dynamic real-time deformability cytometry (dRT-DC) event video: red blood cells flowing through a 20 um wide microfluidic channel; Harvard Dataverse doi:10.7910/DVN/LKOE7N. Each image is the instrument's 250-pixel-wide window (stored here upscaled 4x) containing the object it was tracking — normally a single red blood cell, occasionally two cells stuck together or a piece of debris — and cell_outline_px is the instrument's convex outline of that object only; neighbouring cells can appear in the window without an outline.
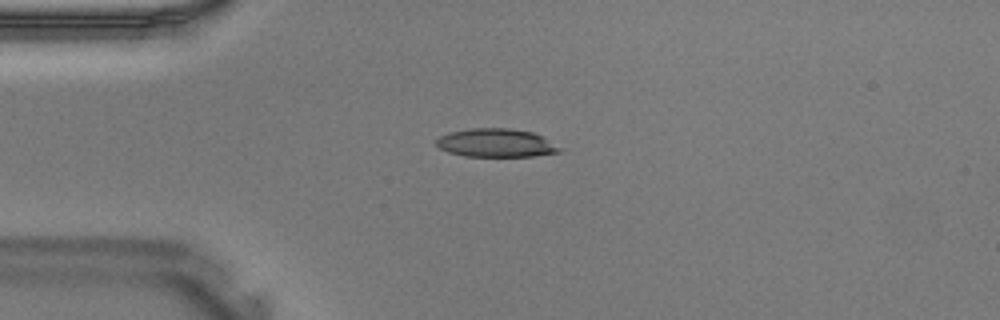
{"species": "Egyptian fruit bat (a non-hibernating species)", "species_latin": "Rousettus aegyptiacus", "temperature_condition": "warm", "stored_images_in_passage": 31, "camera_frame_rate_fps": 3000, "um_per_image_px": 0.085, "animal": {"sex": "male"}, "frame": {"image": 1, "passage_image": 1, "time_ms": 0.0, "image_size_px": [1000, 320], "cell_outline_px": [[564, 148], [560, 152], [532, 156], [464, 156], [448, 152], [440, 148], [436, 144], [436, 140], [440, 136], [448, 132], [468, 128], [512, 128], [532, 132], [544, 136]], "centroid_in_image_um": [42.2, 12.14], "position_along_channel_um": 42.8, "area_um2": 20.69}}
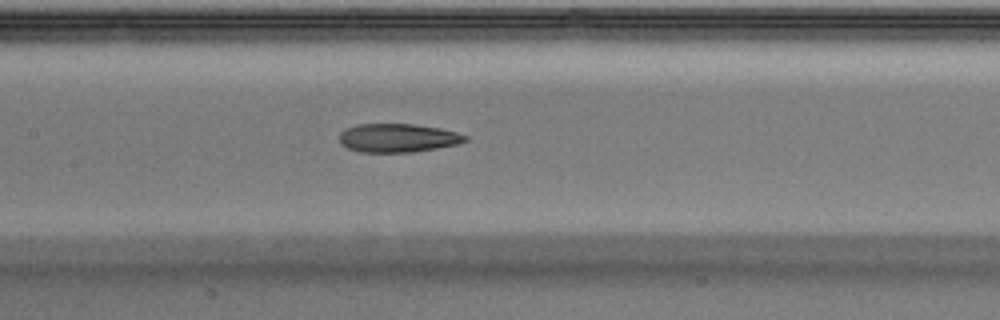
{"frame": {"image": 2, "passage_image": 10, "time_ms": 3.0, "image_size_px": [1000, 320], "cell_outline_px": [[468, 140], [456, 144], [436, 148], [412, 152], [360, 152], [348, 148], [340, 144], [340, 132], [344, 128], [356, 124], [412, 124], [440, 128], [456, 132], [468, 136]], "centroid_in_image_um": [33.78, 11.72], "position_along_channel_um": 173.6, "area_um2": 20.98}}
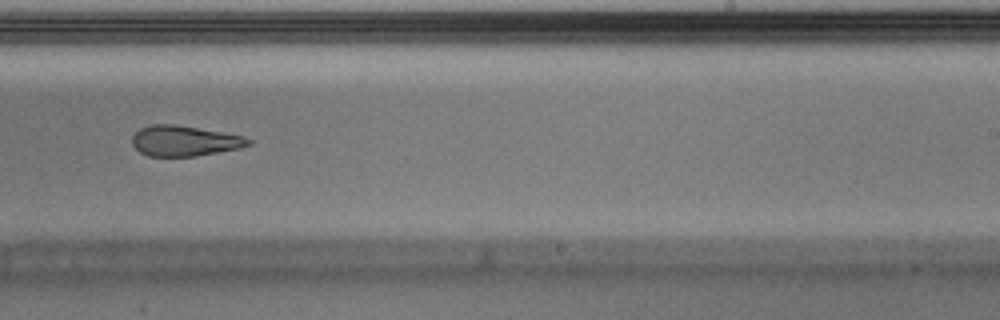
{"frame": {"image": 3, "passage_image": 16, "time_ms": 5.0, "image_size_px": [1000, 320], "cell_outline_px": [[252, 144], [236, 148], [196, 156], [148, 156], [140, 152], [132, 144], [132, 136], [140, 128], [152, 124], [172, 124], [244, 136], [252, 140]], "centroid_in_image_um": [15.64, 11.97], "position_along_channel_um": 273.4, "area_um2": 20.29}}